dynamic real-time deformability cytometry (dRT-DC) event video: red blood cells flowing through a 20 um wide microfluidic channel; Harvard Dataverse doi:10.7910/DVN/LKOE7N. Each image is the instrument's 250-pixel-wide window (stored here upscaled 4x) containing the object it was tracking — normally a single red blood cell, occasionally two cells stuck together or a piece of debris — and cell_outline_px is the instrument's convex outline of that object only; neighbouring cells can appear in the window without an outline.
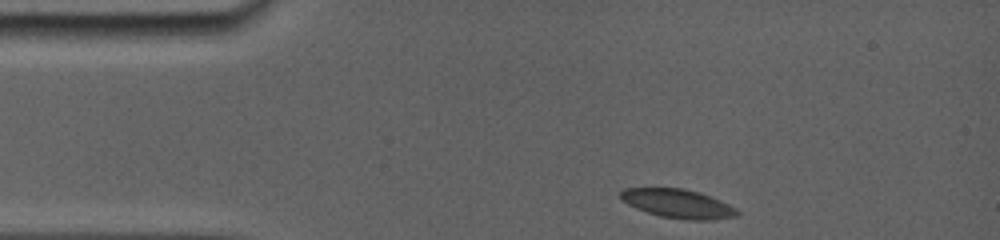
{"species": "common noctule bat (a hibernating species)", "species_latin": "Nyctalus noctula", "temperature_condition": "room temperature", "stored_images_in_passage": 14, "camera_frame_rate_fps": 5000, "um_per_image_px": 0.085, "animal": {"sex": "female", "body_mass_g": 19.0, "forearm_length_mm": 56.7}, "frame": {"image": 1, "passage_image": 1, "time_ms": 0.0, "image_size_px": [1000, 240], "cell_outline_px": [[740, 216], [712, 220], [688, 220], [660, 216], [636, 208], [620, 200], [620, 192], [624, 188], [684, 188], [700, 192], [712, 196], [736, 208], [740, 212]], "centroid_in_image_um": [57.66, 17.31], "position_along_channel_um": 27.3, "area_um2": 19.83}}
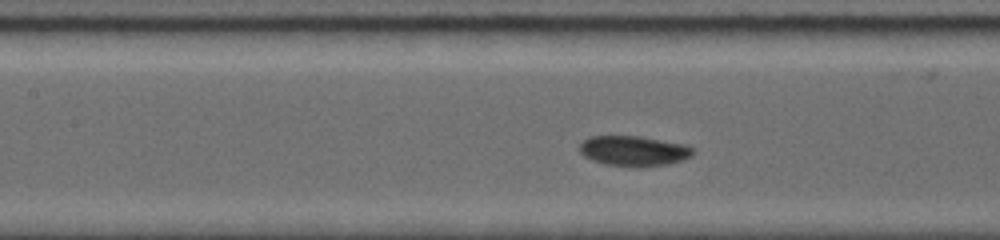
{"frame": {"image": 2, "passage_image": 10, "time_ms": 4.6, "image_size_px": [1000, 240], "cell_outline_px": [[692, 156], [668, 164], [640, 168], [632, 168], [604, 164], [592, 160], [584, 156], [580, 152], [580, 144], [584, 140], [592, 136], [636, 136], [680, 144], [692, 148]], "centroid_in_image_um": [53.8, 12.86], "position_along_channel_um": 153.6, "area_um2": 19.77}}
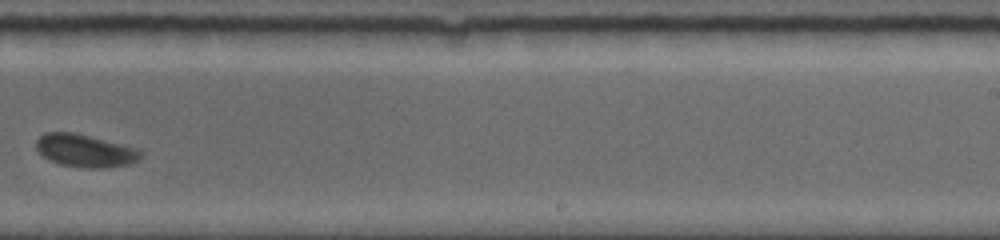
{"frame": {"image": 3, "passage_image": 14, "time_ms": 8.0, "image_size_px": [1000, 240], "cell_outline_px": [[144, 152], [136, 160], [128, 164], [104, 168], [88, 168], [60, 164], [48, 160], [36, 148], [36, 140], [44, 132], [76, 132], [136, 148]], "centroid_in_image_um": [7.2, 12.79], "position_along_channel_um": 281.8, "area_um2": 19.83}}